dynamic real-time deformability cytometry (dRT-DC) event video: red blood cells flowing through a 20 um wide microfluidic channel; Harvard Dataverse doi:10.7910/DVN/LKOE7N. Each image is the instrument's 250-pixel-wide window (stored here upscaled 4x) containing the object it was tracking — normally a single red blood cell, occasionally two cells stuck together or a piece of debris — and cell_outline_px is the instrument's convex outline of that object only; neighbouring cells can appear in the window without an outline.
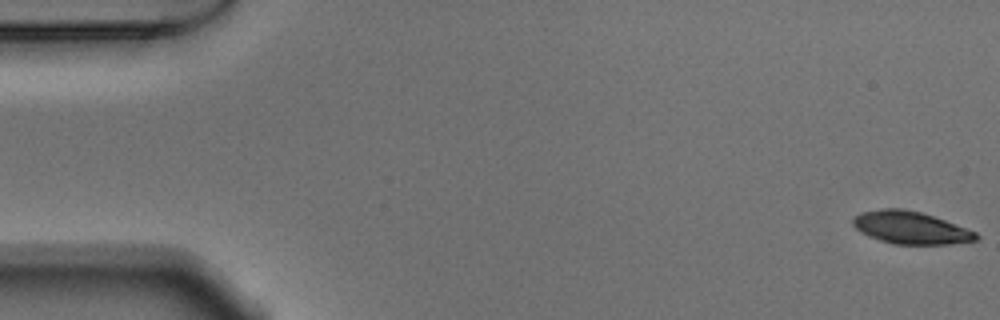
{"species": "Egyptian fruit bat (a non-hibernating species)", "species_latin": "Rousettus aegyptiacus", "temperature_condition": "warm", "stored_images_in_passage": 54, "camera_frame_rate_fps": 3000, "um_per_image_px": 0.085, "animal": {"sex": "male"}, "frame": {"image": 1, "passage_image": 1, "time_ms": 0.0, "image_size_px": [1000, 320], "cell_outline_px": [[980, 236], [976, 240], [948, 244], [896, 244], [880, 240], [868, 236], [860, 232], [852, 224], [852, 216], [860, 212], [880, 208], [900, 208], [920, 212], [944, 220], [976, 232]], "centroid_in_image_um": [77.34, 19.34], "position_along_channel_um": 7.7, "area_um2": 23.24}}
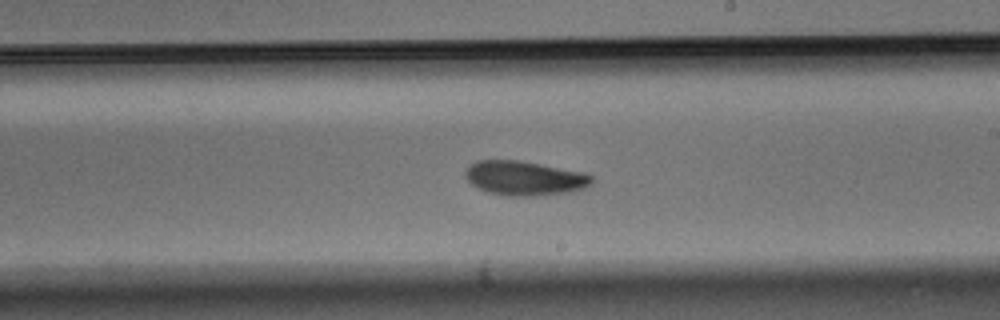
{"frame": {"image": 2, "passage_image": 31, "time_ms": 10.0, "image_size_px": [1000, 320], "cell_outline_px": [[592, 184], [584, 188], [572, 192], [536, 196], [504, 196], [488, 192], [472, 184], [464, 176], [464, 172], [476, 160], [520, 160], [584, 172], [592, 176]], "centroid_in_image_um": [44.61, 15.15], "position_along_channel_um": 244.4, "area_um2": 25.49}}
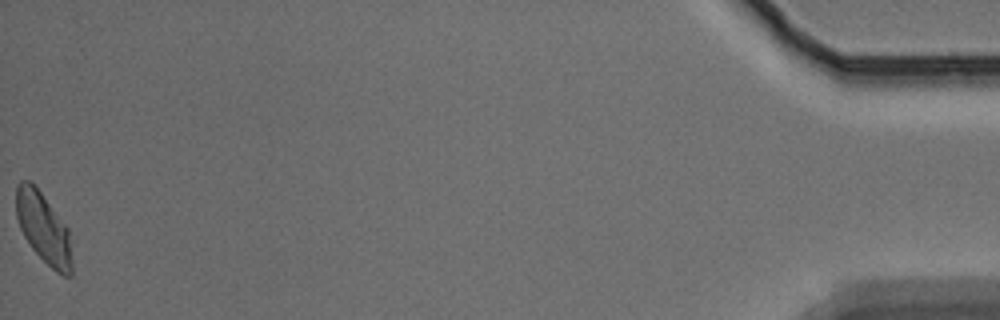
{"frame": {"image": 3, "passage_image": 54, "time_ms": 17.667, "image_size_px": [1000, 320], "cell_outline_px": [[72, 276], [64, 276], [56, 272], [32, 248], [24, 236], [20, 228], [16, 216], [16, 188], [20, 180], [32, 180], [68, 228], [72, 244]], "centroid_in_image_um": [3.72, 19.38], "position_along_channel_um": 431.5, "area_um2": 23.18}, "authors_computed_cell_mechanics": {"area_um2": 24.1604, "velocity_mm_per_s": 3.7449, "shape_relaxation_time_tau1_ms": 2.9298, "shape_relaxation_time_tau2_ms": 6.9568, "deformation_change_tau1": 0.1218, "deformation_change_tau2": 0.1067}}